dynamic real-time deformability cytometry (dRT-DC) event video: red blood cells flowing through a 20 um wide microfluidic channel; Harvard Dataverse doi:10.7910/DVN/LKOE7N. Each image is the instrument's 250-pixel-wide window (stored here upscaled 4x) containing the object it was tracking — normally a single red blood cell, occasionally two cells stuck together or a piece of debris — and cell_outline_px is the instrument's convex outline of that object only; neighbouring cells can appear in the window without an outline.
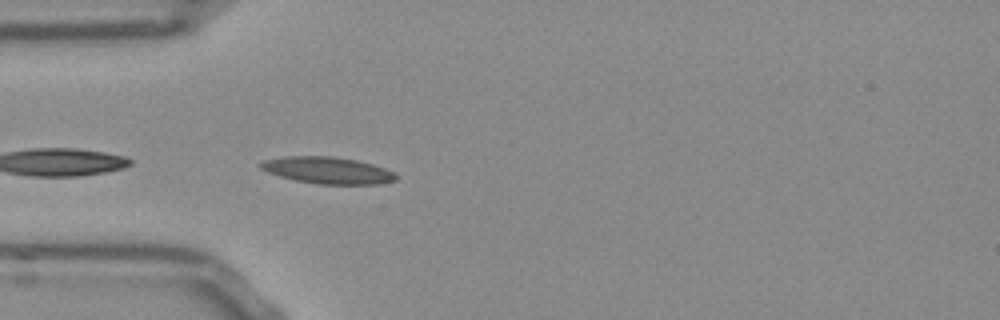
{"species": "Egyptian fruit bat (a non-hibernating species)", "species_latin": "Rousettus aegyptiacus", "temperature_condition": "room temperature", "stored_images_in_passage": 8, "camera_frame_rate_fps": 3000, "um_per_image_px": 0.085, "frame": {"image": 1, "passage_image": 1, "time_ms": 0.0, "image_size_px": [1000, 320], "cell_outline_px": [[396, 180], [380, 184], [320, 184], [296, 180], [280, 176], [268, 172], [260, 168], [260, 164], [264, 160], [284, 156], [332, 156], [356, 160], [372, 164], [396, 172]], "centroid_in_image_um": [27.87, 14.47], "position_along_channel_um": 57.1, "area_um2": 20.98}}
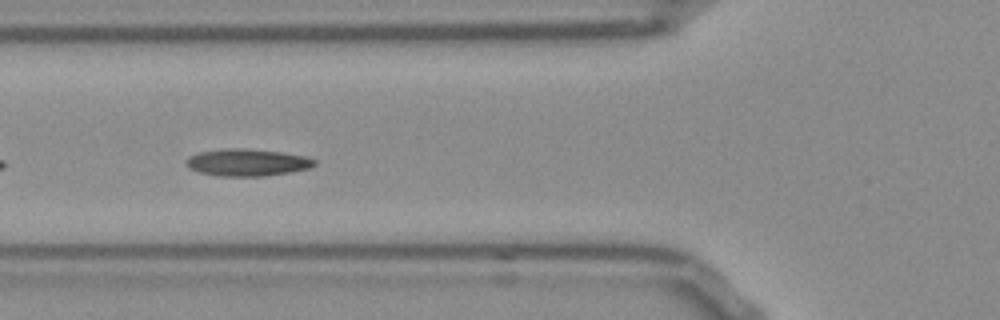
{"frame": {"image": 2, "passage_image": 5, "time_ms": 1.333, "image_size_px": [1000, 320], "cell_outline_px": [[316, 164], [308, 168], [288, 172], [264, 176], [220, 176], [200, 172], [188, 168], [188, 156], [200, 152], [224, 148], [244, 148], [280, 152], [308, 156], [316, 160]], "centroid_in_image_um": [21.03, 13.8], "position_along_channel_um": 104.8, "area_um2": 20.11}}